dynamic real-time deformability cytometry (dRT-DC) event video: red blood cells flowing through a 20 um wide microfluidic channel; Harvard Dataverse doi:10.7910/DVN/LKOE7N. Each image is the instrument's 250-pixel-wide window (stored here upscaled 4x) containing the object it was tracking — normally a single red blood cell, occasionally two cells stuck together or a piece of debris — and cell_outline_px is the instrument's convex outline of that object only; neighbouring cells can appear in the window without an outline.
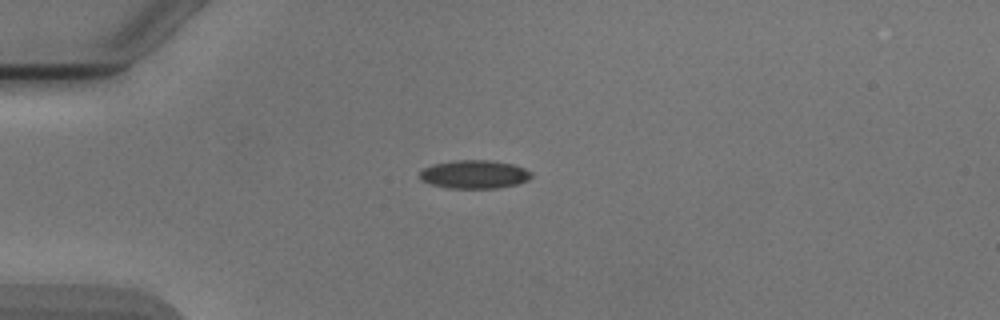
{"species": "Egyptian fruit bat (a non-hibernating species)", "species_latin": "Rousettus aegyptiacus", "temperature_condition": "cold", "stored_images_in_passage": 5, "camera_frame_rate_fps": 3000, "um_per_image_px": 0.085, "animal": {"sex": "male"}, "frame": {"image": 1, "passage_image": 1, "time_ms": 0.0, "image_size_px": [1000, 320], "cell_outline_px": [[532, 176], [528, 180], [516, 184], [496, 188], [448, 188], [432, 184], [420, 180], [420, 172], [424, 168], [432, 164], [452, 160], [492, 160], [512, 164], [524, 168], [532, 172]], "centroid_in_image_um": [40.31, 14.81], "position_along_channel_um": 44.7, "area_um2": 18.5}}
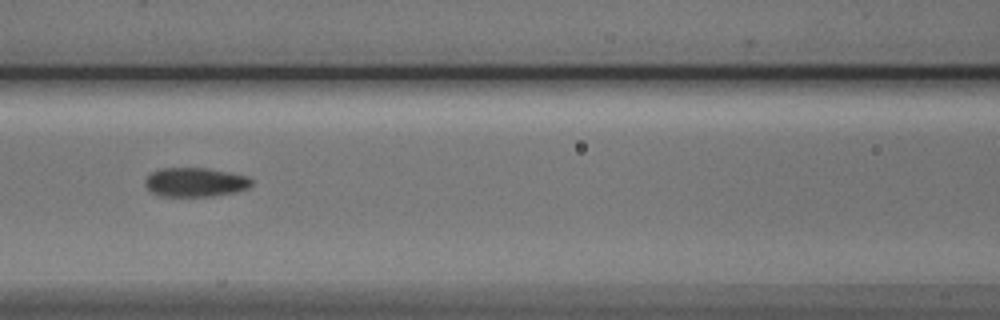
{"frame": {"image": 2, "passage_image": 4, "time_ms": 3.333, "image_size_px": [1000, 320], "cell_outline_px": [[252, 184], [248, 188], [236, 192], [212, 196], [160, 196], [152, 192], [144, 184], [144, 180], [152, 172], [160, 168], [208, 168], [248, 176], [252, 180]], "centroid_in_image_um": [16.6, 15.48], "position_along_channel_um": 150.0, "area_um2": 18.09}}
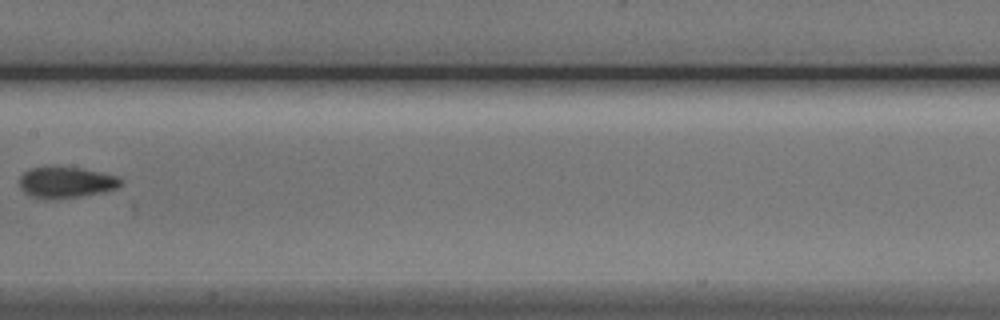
{"frame": {"image": 3, "passage_image": 5, "time_ms": 4.667, "image_size_px": [1000, 320], "cell_outline_px": [[124, 180], [116, 188], [104, 192], [80, 196], [52, 200], [44, 200], [28, 196], [20, 188], [20, 176], [24, 172], [32, 168], [48, 164], [84, 168], [116, 176]], "centroid_in_image_um": [5.56, 15.48], "position_along_channel_um": 201.8, "area_um2": 19.07}}